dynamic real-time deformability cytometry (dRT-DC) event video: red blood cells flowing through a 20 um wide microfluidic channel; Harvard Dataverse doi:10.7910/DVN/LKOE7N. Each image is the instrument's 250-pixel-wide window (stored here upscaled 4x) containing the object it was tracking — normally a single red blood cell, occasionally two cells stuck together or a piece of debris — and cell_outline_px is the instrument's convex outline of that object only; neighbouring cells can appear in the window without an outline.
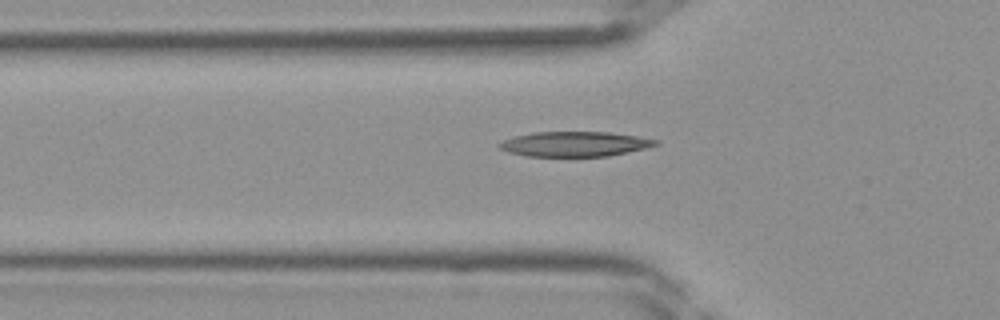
{"species": "Egyptian fruit bat (a non-hibernating species)", "species_latin": "Rousettus aegyptiacus", "temperature_condition": "room temperature", "stored_images_in_passage": 33, "camera_frame_rate_fps": 3000, "um_per_image_px": 0.085, "frame": {"image": 1, "passage_image": 8, "time_ms": 2.333, "image_size_px": [1000, 320], "cell_outline_px": [[660, 144], [628, 152], [608, 156], [524, 156], [508, 152], [500, 148], [496, 144], [504, 140], [516, 136], [532, 132], [608, 132], [636, 136], [660, 140]], "centroid_in_image_um": [48.85, 12.24], "position_along_channel_um": 77.0, "area_um2": 22.66}}
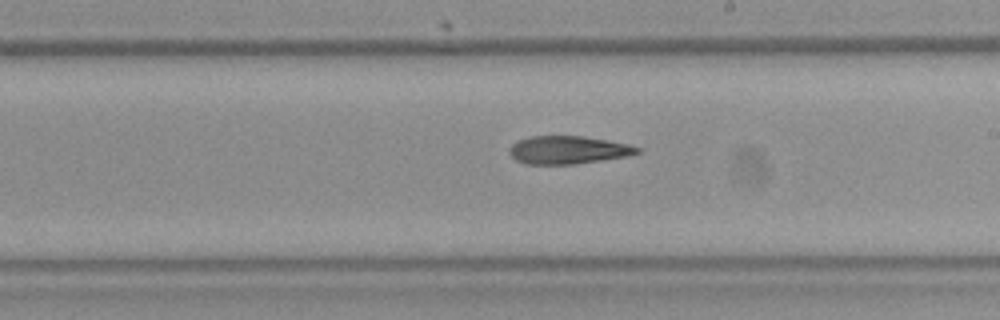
{"frame": {"image": 2, "passage_image": 18, "time_ms": 5.667, "image_size_px": [1000, 320], "cell_outline_px": [[640, 152], [628, 156], [576, 164], [524, 164], [516, 160], [508, 152], [508, 148], [512, 144], [520, 140], [532, 136], [584, 136], [608, 140], [628, 144], [640, 148]], "centroid_in_image_um": [48.28, 12.75], "position_along_channel_um": 240.7, "area_um2": 20.87}}
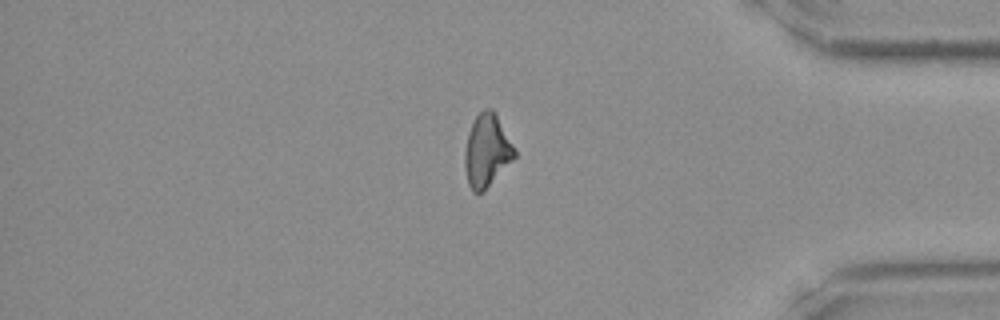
{"frame": {"image": 3, "passage_image": 29, "time_ms": 9.333, "image_size_px": [1000, 320], "cell_outline_px": [[516, 156], [484, 192], [472, 192], [468, 184], [464, 168], [464, 152], [468, 132], [476, 116], [484, 108], [492, 108], [496, 112], [516, 152]], "centroid_in_image_um": [41.36, 12.81], "position_along_channel_um": 393.8, "area_um2": 21.15}}